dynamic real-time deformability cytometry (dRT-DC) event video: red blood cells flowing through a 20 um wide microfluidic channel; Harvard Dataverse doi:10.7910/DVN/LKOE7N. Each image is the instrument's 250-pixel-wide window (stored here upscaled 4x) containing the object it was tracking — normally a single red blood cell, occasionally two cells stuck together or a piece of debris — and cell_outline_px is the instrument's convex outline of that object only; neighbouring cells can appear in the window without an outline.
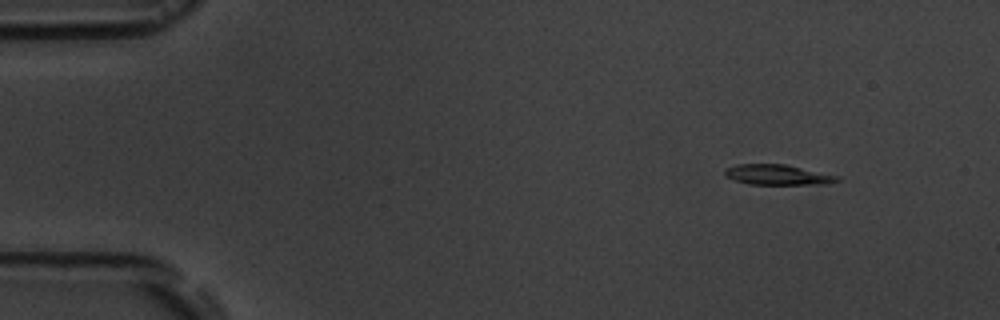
{"species": "common noctule bat (a hibernating species)", "species_latin": "Nyctalus noctula", "temperature_condition": "room temperature", "stored_images_in_passage": 5, "camera_frame_rate_fps": 3000, "um_per_image_px": 0.085, "animal": {"sex": "male", "body_mass_g": 19.5, "forearm_length_mm": 54.6}, "frame": {"image": 1, "passage_image": 2, "time_ms": 1.333, "image_size_px": [1000, 320], "cell_outline_px": [[840, 180], [828, 184], [748, 184], [724, 176], [724, 172], [728, 168], [736, 164], [784, 164], [840, 176]], "centroid_in_image_um": [66.12, 14.86], "position_along_channel_um": 18.9, "area_um2": 13.18}}
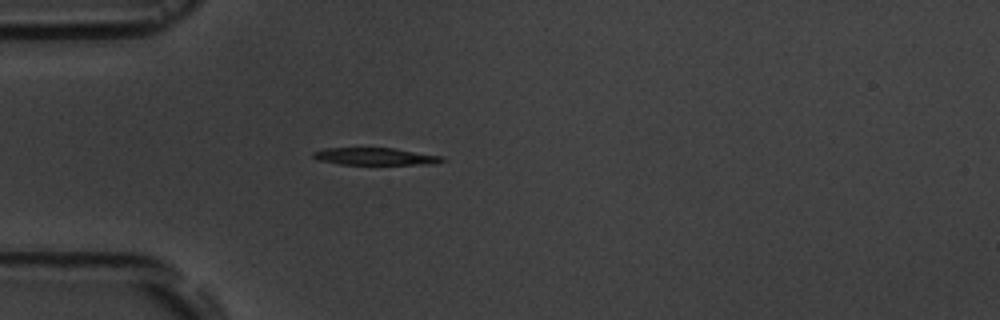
{"frame": {"image": 2, "passage_image": 5, "time_ms": 4.667, "image_size_px": [1000, 320], "cell_outline_px": [[448, 160], [424, 164], [340, 164], [316, 160], [312, 156], [312, 152], [324, 148], [392, 148], [444, 156]], "centroid_in_image_um": [31.85, 13.29], "position_along_channel_um": 53.1, "area_um2": 12.89}}